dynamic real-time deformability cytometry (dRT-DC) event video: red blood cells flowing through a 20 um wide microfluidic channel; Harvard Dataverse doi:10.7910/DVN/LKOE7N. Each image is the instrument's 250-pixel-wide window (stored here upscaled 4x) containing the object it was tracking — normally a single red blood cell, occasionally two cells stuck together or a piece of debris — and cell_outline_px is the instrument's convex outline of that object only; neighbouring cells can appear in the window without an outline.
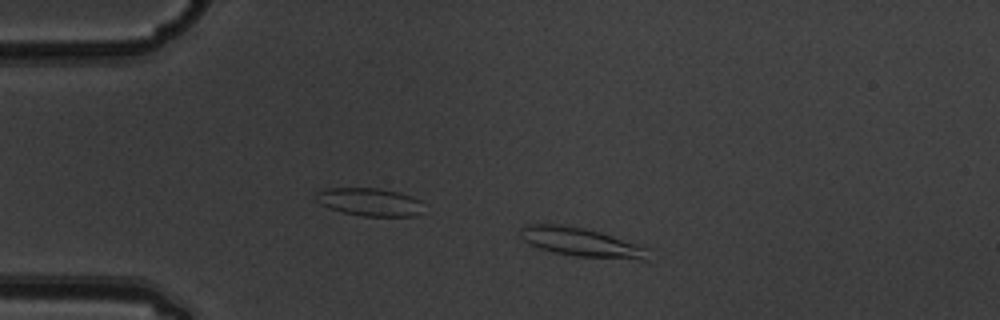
{"species": "common noctule bat (a hibernating species)", "species_latin": "Nyctalus noctula", "temperature_condition": "warm", "stored_images_in_passage": 8, "camera_frame_rate_fps": 3000, "um_per_image_px": 0.085, "animal": {"sex": "male", "body_mass_g": 19.5, "forearm_length_mm": 54.6}, "frame": {"image": 1, "passage_image": 2, "time_ms": 0.333, "image_size_px": [1000, 320], "cell_outline_px": [[652, 248], [648, 260], [644, 260], [576, 256], [552, 252], [528, 244], [520, 236], [520, 228], [524, 224], [556, 224], [584, 228], [600, 232]], "centroid_in_image_um": [49.45, 20.59], "position_along_channel_um": 35.5, "area_um2": 21.73}}
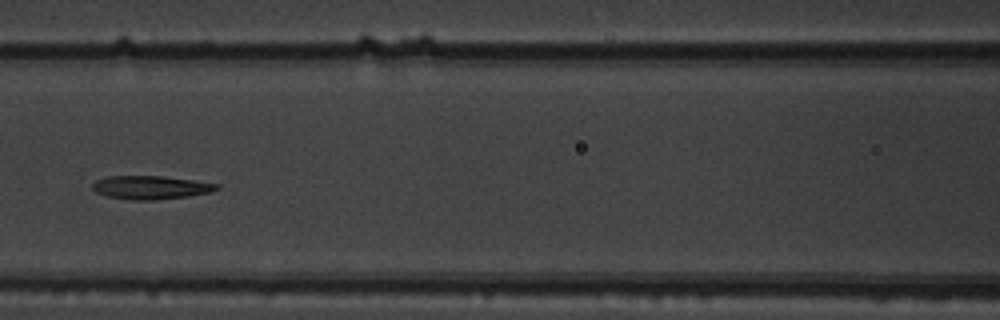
{"frame": {"image": 2, "passage_image": 5, "time_ms": 1.333, "image_size_px": [1000, 320], "cell_outline_px": [[220, 188], [208, 192], [188, 196], [156, 200], [132, 200], [108, 196], [96, 192], [92, 188], [92, 184], [96, 180], [108, 176], [164, 176], [220, 184]], "centroid_in_image_um": [12.8, 15.93], "position_along_channel_um": 153.8, "area_um2": 16.88}}
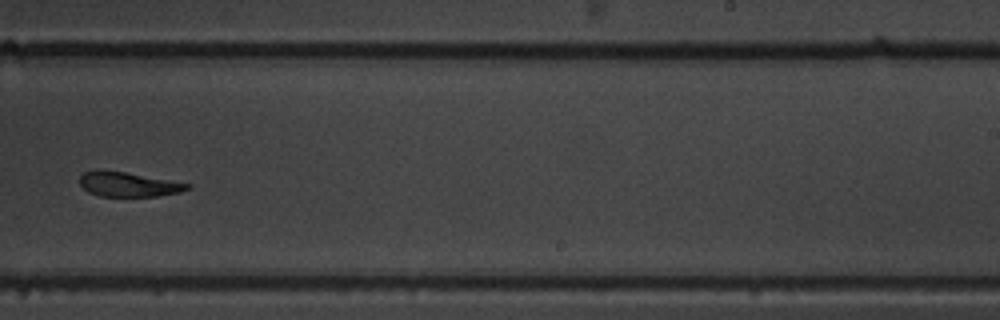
{"frame": {"image": 3, "passage_image": 8, "time_ms": 2.333, "image_size_px": [1000, 320], "cell_outline_px": [[192, 188], [180, 192], [156, 196], [100, 196], [88, 192], [80, 184], [80, 176], [84, 172], [96, 168], [100, 168], [124, 172], [192, 184]], "centroid_in_image_um": [10.88, 15.65], "position_along_channel_um": 278.1, "area_um2": 15.55}}